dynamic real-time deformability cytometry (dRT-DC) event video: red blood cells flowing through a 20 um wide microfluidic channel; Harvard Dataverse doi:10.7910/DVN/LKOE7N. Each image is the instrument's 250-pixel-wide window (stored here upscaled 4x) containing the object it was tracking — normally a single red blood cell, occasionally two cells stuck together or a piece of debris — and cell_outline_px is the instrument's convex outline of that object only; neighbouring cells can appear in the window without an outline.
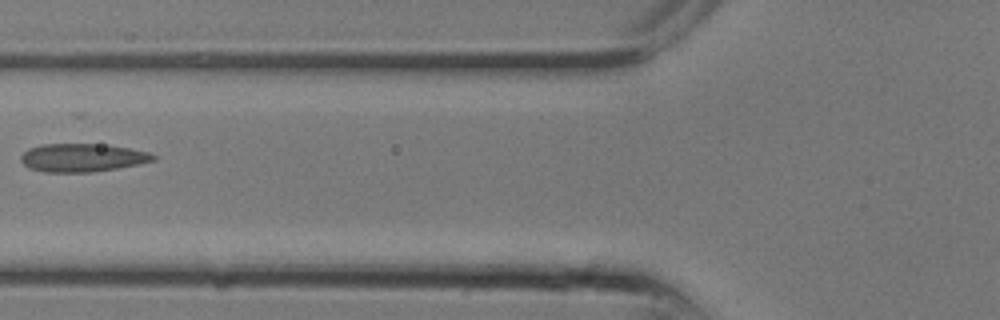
{"species": "common noctule bat (a hibernating species)", "species_latin": "Nyctalus noctula", "temperature_condition": "room temperature", "stored_images_in_passage": 21, "camera_frame_rate_fps": 3000, "um_per_image_px": 0.085, "animal": {"sex": "male", "body_mass_g": 13.3}, "frame": {"image": 1, "passage_image": 6, "time_ms": 1.667, "image_size_px": [1000, 320], "cell_outline_px": [[156, 160], [116, 168], [92, 172], [44, 172], [28, 168], [20, 160], [20, 156], [28, 148], [40, 144], [100, 144], [128, 148], [148, 152], [156, 156]], "centroid_in_image_um": [6.94, 13.4], "position_along_channel_um": 118.9, "area_um2": 21.68}}
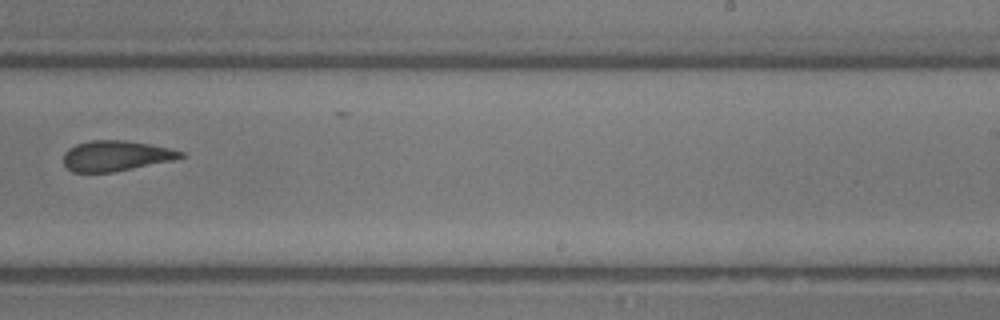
{"frame": {"image": 2, "passage_image": 12, "time_ms": 3.667, "image_size_px": [1000, 320], "cell_outline_px": [[184, 156], [172, 160], [112, 172], [72, 172], [64, 164], [64, 152], [68, 148], [76, 144], [92, 140], [124, 140], [148, 144], [168, 148], [184, 152]], "centroid_in_image_um": [9.8, 13.24], "position_along_channel_um": 279.2, "area_um2": 20.46}}
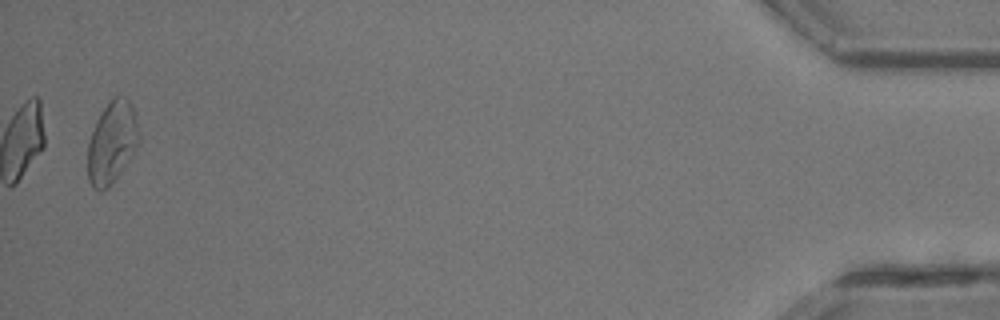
{"frame": {"image": 3, "passage_image": 21, "time_ms": 6.667, "image_size_px": [1000, 320], "cell_outline_px": [[140, 144], [112, 184], [104, 192], [100, 192], [92, 188], [88, 180], [88, 144], [96, 120], [112, 96], [124, 96], [128, 100], [132, 108], [140, 136]], "centroid_in_image_um": [9.51, 12.15], "position_along_channel_um": 425.7, "area_um2": 24.57}}